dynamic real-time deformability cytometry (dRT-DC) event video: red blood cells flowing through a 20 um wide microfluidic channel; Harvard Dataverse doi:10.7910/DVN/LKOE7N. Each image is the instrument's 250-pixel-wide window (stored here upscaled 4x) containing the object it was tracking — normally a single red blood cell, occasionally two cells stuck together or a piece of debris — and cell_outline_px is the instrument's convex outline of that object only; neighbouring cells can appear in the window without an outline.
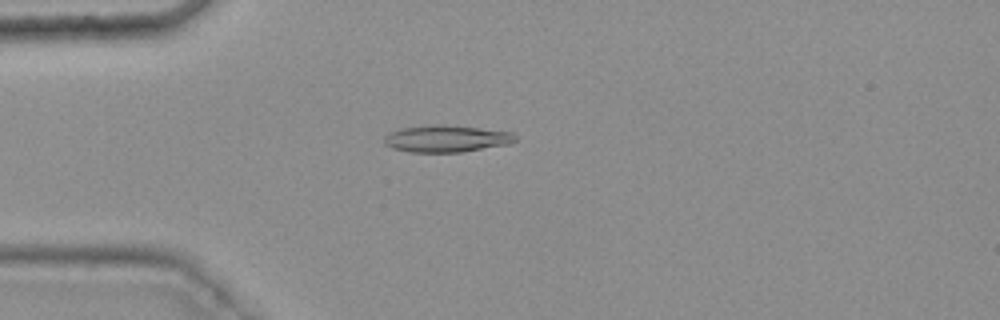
{"species": "common noctule bat (a hibernating species)", "species_latin": "Nyctalus noctula", "temperature_condition": "warm", "stored_images_in_passage": 48, "camera_frame_rate_fps": 3000, "um_per_image_px": 0.085, "animal": {"sex": "female", "body_mass_g": 25.1}, "frame": {"image": 1, "passage_image": 14, "time_ms": 4.333, "image_size_px": [1000, 320], "cell_outline_px": [[516, 140], [508, 144], [460, 152], [412, 152], [392, 148], [384, 144], [384, 136], [388, 132], [400, 128], [432, 124], [440, 124], [480, 128], [512, 132], [516, 136]], "centroid_in_image_um": [37.89, 11.77], "position_along_channel_um": 47.1, "area_um2": 20.58}}
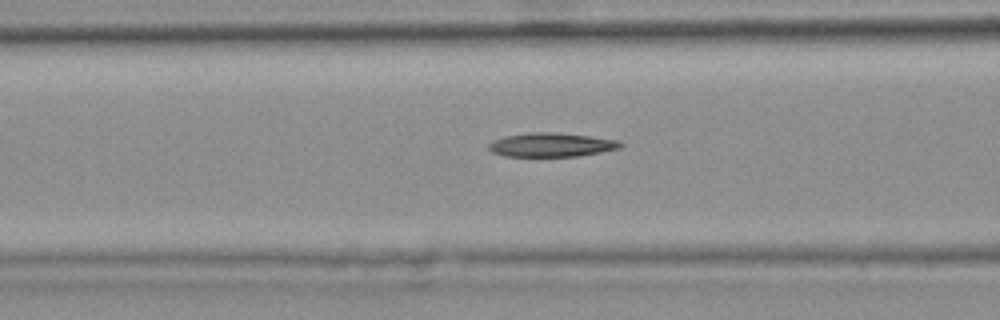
{"frame": {"image": 2, "passage_image": 21, "time_ms": 6.667, "image_size_px": [1000, 320], "cell_outline_px": [[624, 144], [620, 148], [600, 152], [576, 156], [504, 156], [492, 152], [488, 148], [488, 144], [492, 140], [504, 136], [532, 132], [552, 132], [588, 136], [620, 140]], "centroid_in_image_um": [46.85, 12.31], "position_along_channel_um": 119.8, "area_um2": 18.32}}
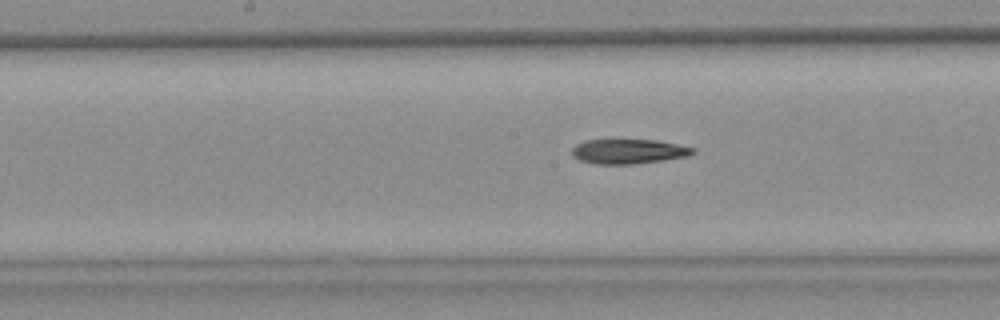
{"frame": {"image": 3, "passage_image": 27, "time_ms": 8.667, "image_size_px": [1000, 320], "cell_outline_px": [[696, 152], [688, 156], [664, 160], [632, 164], [596, 164], [580, 160], [572, 156], [572, 148], [576, 144], [584, 140], [656, 140], [696, 148]], "centroid_in_image_um": [53.42, 12.87], "position_along_channel_um": 194.8, "area_um2": 17.4}}